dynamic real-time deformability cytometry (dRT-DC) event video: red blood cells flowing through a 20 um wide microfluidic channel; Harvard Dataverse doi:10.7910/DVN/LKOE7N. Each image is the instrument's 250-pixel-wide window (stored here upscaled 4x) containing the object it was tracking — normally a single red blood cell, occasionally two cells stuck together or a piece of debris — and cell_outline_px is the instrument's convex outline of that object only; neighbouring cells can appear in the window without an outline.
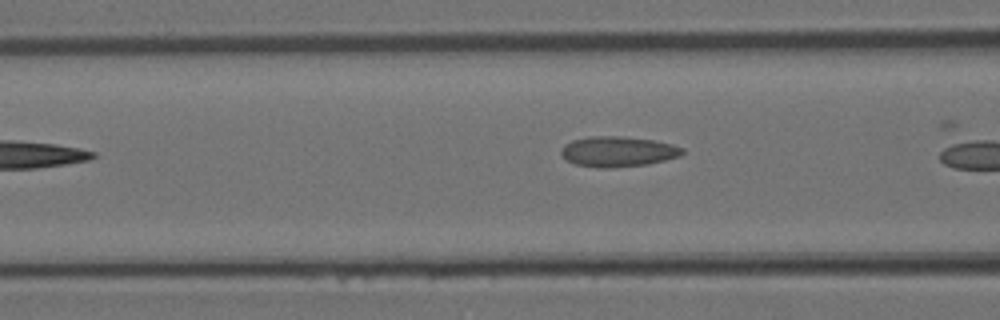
{"species": "Egyptian fruit bat (a non-hibernating species)", "species_latin": "Rousettus aegyptiacus", "temperature_condition": "room temperature", "stored_images_in_passage": 4, "camera_frame_rate_fps": 3000, "um_per_image_px": 0.085, "animal": {"sex": "female"}, "frame": {"image": 1, "passage_image": 4, "time_ms": 1.0, "image_size_px": [1000, 320], "cell_outline_px": [[684, 152], [680, 156], [648, 164], [612, 168], [596, 168], [576, 164], [568, 160], [560, 152], [564, 144], [572, 140], [588, 136], [620, 136], [652, 140], [672, 144], [684, 148]], "centroid_in_image_um": [52.52, 12.88], "position_along_channel_um": 114.1, "area_um2": 21.44}}